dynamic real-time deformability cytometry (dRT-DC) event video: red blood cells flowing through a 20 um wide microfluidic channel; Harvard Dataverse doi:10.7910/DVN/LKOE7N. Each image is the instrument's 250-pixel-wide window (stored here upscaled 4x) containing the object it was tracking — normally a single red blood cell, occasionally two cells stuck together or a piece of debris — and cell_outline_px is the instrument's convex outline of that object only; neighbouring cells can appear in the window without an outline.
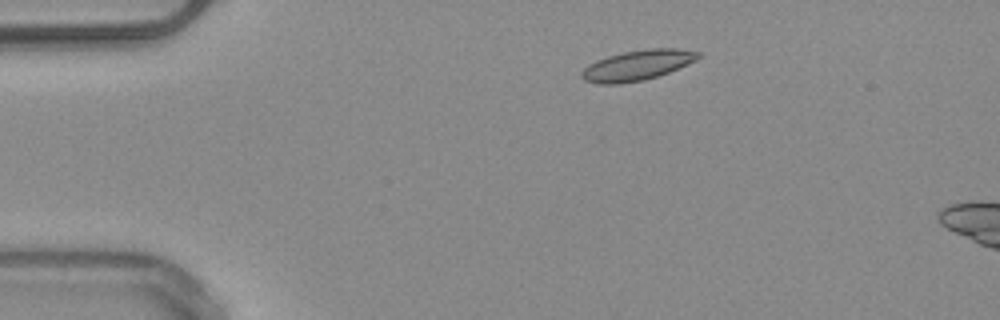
{"species": "common noctule bat (a hibernating species)", "species_latin": "Nyctalus noctula", "temperature_condition": "warm", "stored_images_in_passage": 4, "segment_of_instrument_passage": [1, 2], "camera_frame_rate_fps": 3000, "um_per_image_px": 0.085, "animal": {"sex": "male", "body_mass_g": 20.4}, "frame": {"image": 1, "passage_image": 2, "time_ms": 1.0, "image_size_px": [1000, 320], "cell_outline_px": [[700, 56], [696, 60], [688, 64], [668, 72], [644, 80], [620, 84], [596, 84], [584, 80], [580, 76], [580, 72], [588, 64], [596, 60], [608, 56], [624, 52], [648, 48], [680, 48], [700, 52]], "centroid_in_image_um": [54.14, 5.55], "position_along_channel_um": 30.9, "area_um2": 20.63}}